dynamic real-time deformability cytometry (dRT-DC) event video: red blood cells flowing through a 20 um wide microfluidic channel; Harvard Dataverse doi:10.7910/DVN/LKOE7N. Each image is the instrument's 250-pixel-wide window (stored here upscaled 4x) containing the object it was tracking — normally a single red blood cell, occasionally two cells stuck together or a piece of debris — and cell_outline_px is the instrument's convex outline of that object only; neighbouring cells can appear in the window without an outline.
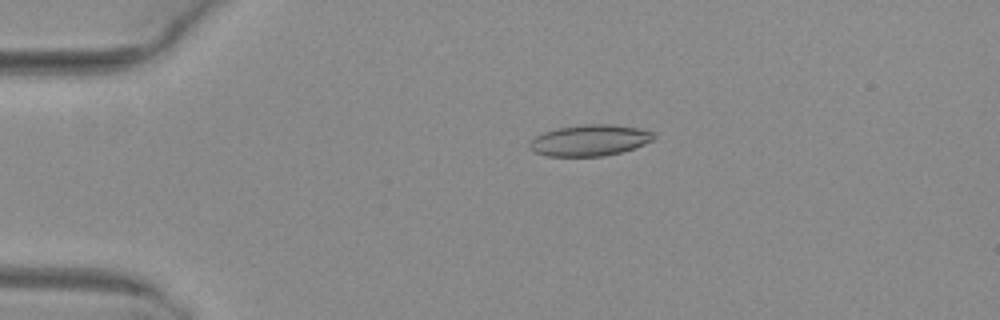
{"species": "common noctule bat (a hibernating species)", "species_latin": "Nyctalus noctula", "temperature_condition": "warm", "stored_images_in_passage": 5, "camera_frame_rate_fps": 3000, "um_per_image_px": 0.085, "animal": {"sex": "female", "body_mass_g": 29.2, "forearm_length_mm": 56.3}, "frame": {"image": 1, "passage_image": 3, "time_ms": 0.667, "image_size_px": [1000, 320], "cell_outline_px": [[656, 136], [652, 140], [636, 148], [604, 156], [548, 156], [536, 152], [528, 148], [528, 144], [536, 136], [544, 132], [560, 128], [584, 124], [616, 124], [640, 128], [656, 132]], "centroid_in_image_um": [50.18, 11.92], "position_along_channel_um": 34.8, "area_um2": 22.66}}